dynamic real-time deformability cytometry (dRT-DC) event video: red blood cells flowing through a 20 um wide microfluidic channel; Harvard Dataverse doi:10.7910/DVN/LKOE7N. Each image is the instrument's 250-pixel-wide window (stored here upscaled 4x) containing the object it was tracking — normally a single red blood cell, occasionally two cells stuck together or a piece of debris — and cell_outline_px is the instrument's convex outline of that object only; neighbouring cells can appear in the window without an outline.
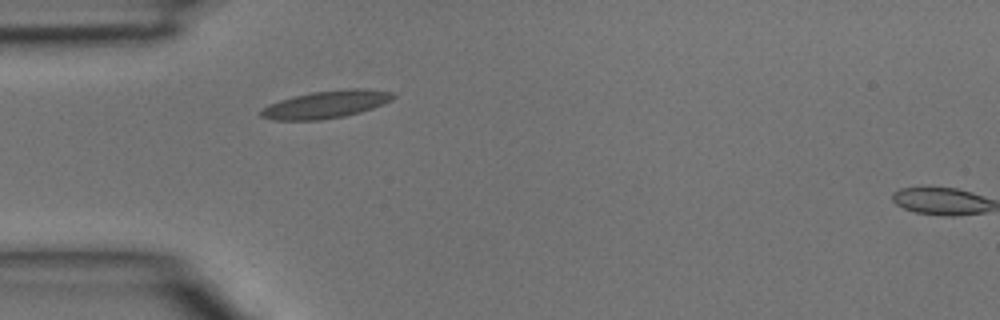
{"species": "common noctule bat (a hibernating species)", "species_latin": "Nyctalus noctula", "temperature_condition": "room temperature", "stored_images_in_passage": 2, "segment_of_instrument_passage": [1, 2], "camera_frame_rate_fps": 3000, "um_per_image_px": 0.085, "animal": {"sex": "male", "body_mass_g": 15.6}, "frame": {"image": 1, "passage_image": 1, "time_ms": 0.0, "image_size_px": [1000, 320], "cell_outline_px": [[396, 96], [392, 100], [372, 108], [360, 112], [344, 116], [320, 120], [272, 120], [260, 116], [260, 108], [268, 104], [280, 100], [312, 92], [348, 88], [364, 88], [392, 92]], "centroid_in_image_um": [27.7, 8.87], "position_along_channel_um": 57.3, "area_um2": 21.21}}